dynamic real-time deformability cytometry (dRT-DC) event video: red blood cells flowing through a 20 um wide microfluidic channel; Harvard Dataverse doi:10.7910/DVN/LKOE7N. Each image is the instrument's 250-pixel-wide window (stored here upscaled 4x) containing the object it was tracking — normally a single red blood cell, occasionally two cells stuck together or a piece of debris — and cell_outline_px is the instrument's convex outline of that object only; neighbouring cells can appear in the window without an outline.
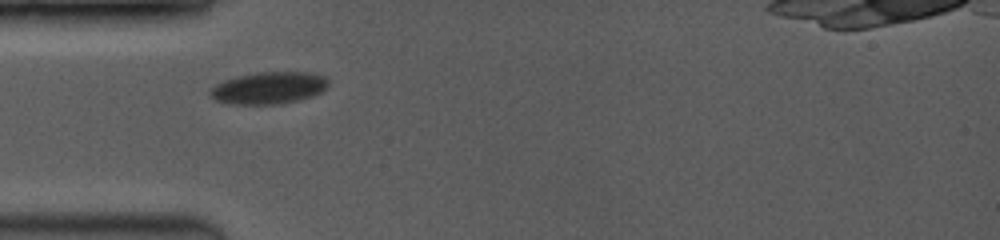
{"species": "common noctule bat (a hibernating species)", "species_latin": "Nyctalus noctula", "temperature_condition": "room temperature", "stored_images_in_passage": 2, "camera_frame_rate_fps": 3500, "um_per_image_px": 0.085, "animal": {"sex": "female", "body_mass_g": 19.0, "forearm_length_mm": 53.3}, "frame": {"image": 1, "passage_image": 1, "time_ms": 0.0, "image_size_px": [1000, 240], "cell_outline_px": [[328, 84], [320, 92], [312, 96], [300, 100], [280, 104], [232, 104], [216, 100], [208, 92], [216, 84], [224, 80], [256, 72], [304, 72], [324, 76], [328, 80]], "centroid_in_image_um": [22.84, 7.48], "position_along_channel_um": 62.2, "area_um2": 21.85}}